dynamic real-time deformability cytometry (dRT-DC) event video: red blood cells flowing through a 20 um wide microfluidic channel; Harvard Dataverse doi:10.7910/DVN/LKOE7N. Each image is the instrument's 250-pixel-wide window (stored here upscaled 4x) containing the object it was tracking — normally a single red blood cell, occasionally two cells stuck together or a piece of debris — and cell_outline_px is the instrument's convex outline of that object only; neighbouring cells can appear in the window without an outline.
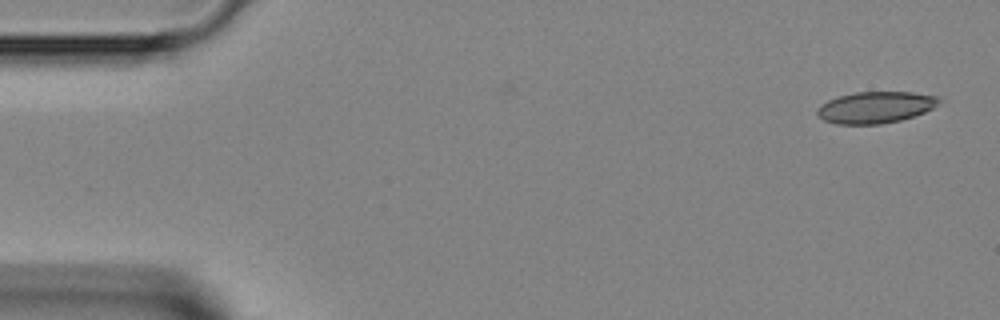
{"species": "Egyptian fruit bat (a non-hibernating species)", "species_latin": "Rousettus aegyptiacus", "temperature_condition": "room temperature", "stored_images_in_passage": 4, "camera_frame_rate_fps": 3000, "um_per_image_px": 0.085, "animal": {"sex": "female"}, "frame": {"image": 1, "passage_image": 1, "time_ms": 0.0, "image_size_px": [1000, 320], "cell_outline_px": [[944, 100], [932, 108], [924, 112], [900, 120], [880, 124], [836, 124], [824, 120], [816, 112], [816, 108], [820, 104], [828, 100], [840, 96], [856, 92], [912, 92], [940, 96]], "centroid_in_image_um": [74.44, 9.11], "position_along_channel_um": 10.6, "area_um2": 22.43}}